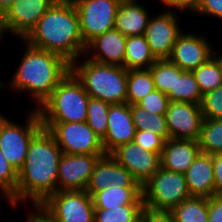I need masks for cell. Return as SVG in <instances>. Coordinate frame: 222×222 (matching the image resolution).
I'll return each instance as SVG.
<instances>
[{"mask_svg":"<svg viewBox=\"0 0 222 222\" xmlns=\"http://www.w3.org/2000/svg\"><path fill=\"white\" fill-rule=\"evenodd\" d=\"M158 2H161V7L165 6L166 9H173L177 11V0H160Z\"/></svg>","mask_w":222,"mask_h":222,"instance_id":"45","label":"cell"},{"mask_svg":"<svg viewBox=\"0 0 222 222\" xmlns=\"http://www.w3.org/2000/svg\"><path fill=\"white\" fill-rule=\"evenodd\" d=\"M23 40L61 56L70 64L86 50L78 13L71 0H57Z\"/></svg>","mask_w":222,"mask_h":222,"instance_id":"3","label":"cell"},{"mask_svg":"<svg viewBox=\"0 0 222 222\" xmlns=\"http://www.w3.org/2000/svg\"><path fill=\"white\" fill-rule=\"evenodd\" d=\"M163 8L165 11L161 10L160 14L151 15L144 32V37L156 60L169 59L176 39L183 31L178 22L179 11Z\"/></svg>","mask_w":222,"mask_h":222,"instance_id":"11","label":"cell"},{"mask_svg":"<svg viewBox=\"0 0 222 222\" xmlns=\"http://www.w3.org/2000/svg\"><path fill=\"white\" fill-rule=\"evenodd\" d=\"M55 139L62 154H106L102 140L87 122H41Z\"/></svg>","mask_w":222,"mask_h":222,"instance_id":"8","label":"cell"},{"mask_svg":"<svg viewBox=\"0 0 222 222\" xmlns=\"http://www.w3.org/2000/svg\"><path fill=\"white\" fill-rule=\"evenodd\" d=\"M131 115L136 130L150 131L161 136L165 141L170 139L165 115L148 112L137 104L131 105Z\"/></svg>","mask_w":222,"mask_h":222,"instance_id":"28","label":"cell"},{"mask_svg":"<svg viewBox=\"0 0 222 222\" xmlns=\"http://www.w3.org/2000/svg\"><path fill=\"white\" fill-rule=\"evenodd\" d=\"M57 0H17L4 13L7 33L24 39Z\"/></svg>","mask_w":222,"mask_h":222,"instance_id":"16","label":"cell"},{"mask_svg":"<svg viewBox=\"0 0 222 222\" xmlns=\"http://www.w3.org/2000/svg\"><path fill=\"white\" fill-rule=\"evenodd\" d=\"M170 212L175 222H208V198L191 196Z\"/></svg>","mask_w":222,"mask_h":222,"instance_id":"27","label":"cell"},{"mask_svg":"<svg viewBox=\"0 0 222 222\" xmlns=\"http://www.w3.org/2000/svg\"><path fill=\"white\" fill-rule=\"evenodd\" d=\"M133 222H145V218H144V208L142 211V214Z\"/></svg>","mask_w":222,"mask_h":222,"instance_id":"47","label":"cell"},{"mask_svg":"<svg viewBox=\"0 0 222 222\" xmlns=\"http://www.w3.org/2000/svg\"><path fill=\"white\" fill-rule=\"evenodd\" d=\"M126 39L113 28L91 40L86 45L84 55L99 63L123 67Z\"/></svg>","mask_w":222,"mask_h":222,"instance_id":"19","label":"cell"},{"mask_svg":"<svg viewBox=\"0 0 222 222\" xmlns=\"http://www.w3.org/2000/svg\"><path fill=\"white\" fill-rule=\"evenodd\" d=\"M4 34L8 35L5 24H4V13L0 10V41L1 42L3 40L2 38H5Z\"/></svg>","mask_w":222,"mask_h":222,"instance_id":"44","label":"cell"},{"mask_svg":"<svg viewBox=\"0 0 222 222\" xmlns=\"http://www.w3.org/2000/svg\"><path fill=\"white\" fill-rule=\"evenodd\" d=\"M15 1L17 0H0V10L5 13Z\"/></svg>","mask_w":222,"mask_h":222,"instance_id":"46","label":"cell"},{"mask_svg":"<svg viewBox=\"0 0 222 222\" xmlns=\"http://www.w3.org/2000/svg\"><path fill=\"white\" fill-rule=\"evenodd\" d=\"M90 96L70 71L37 110L41 122H85Z\"/></svg>","mask_w":222,"mask_h":222,"instance_id":"5","label":"cell"},{"mask_svg":"<svg viewBox=\"0 0 222 222\" xmlns=\"http://www.w3.org/2000/svg\"><path fill=\"white\" fill-rule=\"evenodd\" d=\"M139 0H122L116 12L114 28L124 36L144 35L151 18L148 7Z\"/></svg>","mask_w":222,"mask_h":222,"instance_id":"22","label":"cell"},{"mask_svg":"<svg viewBox=\"0 0 222 222\" xmlns=\"http://www.w3.org/2000/svg\"><path fill=\"white\" fill-rule=\"evenodd\" d=\"M184 176L191 196H215L212 155L200 152Z\"/></svg>","mask_w":222,"mask_h":222,"instance_id":"21","label":"cell"},{"mask_svg":"<svg viewBox=\"0 0 222 222\" xmlns=\"http://www.w3.org/2000/svg\"><path fill=\"white\" fill-rule=\"evenodd\" d=\"M62 151L54 137L42 128L30 141L23 167L18 172L16 192L10 197L12 209L42 204L57 192L58 167Z\"/></svg>","mask_w":222,"mask_h":222,"instance_id":"1","label":"cell"},{"mask_svg":"<svg viewBox=\"0 0 222 222\" xmlns=\"http://www.w3.org/2000/svg\"><path fill=\"white\" fill-rule=\"evenodd\" d=\"M200 107L204 119H222V85L203 94Z\"/></svg>","mask_w":222,"mask_h":222,"instance_id":"35","label":"cell"},{"mask_svg":"<svg viewBox=\"0 0 222 222\" xmlns=\"http://www.w3.org/2000/svg\"><path fill=\"white\" fill-rule=\"evenodd\" d=\"M31 207L26 222H56L41 204H32Z\"/></svg>","mask_w":222,"mask_h":222,"instance_id":"40","label":"cell"},{"mask_svg":"<svg viewBox=\"0 0 222 222\" xmlns=\"http://www.w3.org/2000/svg\"><path fill=\"white\" fill-rule=\"evenodd\" d=\"M169 102V98L166 94L155 89L141 99L137 105L148 112L165 115Z\"/></svg>","mask_w":222,"mask_h":222,"instance_id":"36","label":"cell"},{"mask_svg":"<svg viewBox=\"0 0 222 222\" xmlns=\"http://www.w3.org/2000/svg\"><path fill=\"white\" fill-rule=\"evenodd\" d=\"M135 125L131 115V105L112 104L108 110L107 133L102 139L104 152L110 154L118 146L134 140Z\"/></svg>","mask_w":222,"mask_h":222,"instance_id":"17","label":"cell"},{"mask_svg":"<svg viewBox=\"0 0 222 222\" xmlns=\"http://www.w3.org/2000/svg\"><path fill=\"white\" fill-rule=\"evenodd\" d=\"M106 154H62L59 160L57 191H81L89 185L93 168Z\"/></svg>","mask_w":222,"mask_h":222,"instance_id":"14","label":"cell"},{"mask_svg":"<svg viewBox=\"0 0 222 222\" xmlns=\"http://www.w3.org/2000/svg\"><path fill=\"white\" fill-rule=\"evenodd\" d=\"M144 205H125L117 208L95 209L94 222H133L143 211Z\"/></svg>","mask_w":222,"mask_h":222,"instance_id":"33","label":"cell"},{"mask_svg":"<svg viewBox=\"0 0 222 222\" xmlns=\"http://www.w3.org/2000/svg\"><path fill=\"white\" fill-rule=\"evenodd\" d=\"M95 209L117 208L125 205H144L142 187L110 186L92 196Z\"/></svg>","mask_w":222,"mask_h":222,"instance_id":"23","label":"cell"},{"mask_svg":"<svg viewBox=\"0 0 222 222\" xmlns=\"http://www.w3.org/2000/svg\"><path fill=\"white\" fill-rule=\"evenodd\" d=\"M155 88L163 94L175 93L176 65L169 59L156 60L149 68Z\"/></svg>","mask_w":222,"mask_h":222,"instance_id":"31","label":"cell"},{"mask_svg":"<svg viewBox=\"0 0 222 222\" xmlns=\"http://www.w3.org/2000/svg\"><path fill=\"white\" fill-rule=\"evenodd\" d=\"M155 62L144 35L127 37L123 64L126 70L149 69Z\"/></svg>","mask_w":222,"mask_h":222,"instance_id":"24","label":"cell"},{"mask_svg":"<svg viewBox=\"0 0 222 222\" xmlns=\"http://www.w3.org/2000/svg\"><path fill=\"white\" fill-rule=\"evenodd\" d=\"M200 152L198 141L170 138L160 156L161 167L184 174Z\"/></svg>","mask_w":222,"mask_h":222,"instance_id":"20","label":"cell"},{"mask_svg":"<svg viewBox=\"0 0 222 222\" xmlns=\"http://www.w3.org/2000/svg\"><path fill=\"white\" fill-rule=\"evenodd\" d=\"M110 155L142 187L161 167L160 155L144 149L134 141L118 146Z\"/></svg>","mask_w":222,"mask_h":222,"instance_id":"13","label":"cell"},{"mask_svg":"<svg viewBox=\"0 0 222 222\" xmlns=\"http://www.w3.org/2000/svg\"><path fill=\"white\" fill-rule=\"evenodd\" d=\"M110 104L90 98L87 104V124L102 140L107 133L108 110Z\"/></svg>","mask_w":222,"mask_h":222,"instance_id":"32","label":"cell"},{"mask_svg":"<svg viewBox=\"0 0 222 222\" xmlns=\"http://www.w3.org/2000/svg\"><path fill=\"white\" fill-rule=\"evenodd\" d=\"M202 0H177V11L190 12L191 14L199 7Z\"/></svg>","mask_w":222,"mask_h":222,"instance_id":"43","label":"cell"},{"mask_svg":"<svg viewBox=\"0 0 222 222\" xmlns=\"http://www.w3.org/2000/svg\"><path fill=\"white\" fill-rule=\"evenodd\" d=\"M145 222H175L170 211H157L144 208Z\"/></svg>","mask_w":222,"mask_h":222,"instance_id":"42","label":"cell"},{"mask_svg":"<svg viewBox=\"0 0 222 222\" xmlns=\"http://www.w3.org/2000/svg\"><path fill=\"white\" fill-rule=\"evenodd\" d=\"M17 184L18 172L5 159L0 150V200H6L11 205L10 197L16 192Z\"/></svg>","mask_w":222,"mask_h":222,"instance_id":"34","label":"cell"},{"mask_svg":"<svg viewBox=\"0 0 222 222\" xmlns=\"http://www.w3.org/2000/svg\"><path fill=\"white\" fill-rule=\"evenodd\" d=\"M192 73L202 95L222 85V62L216 54Z\"/></svg>","mask_w":222,"mask_h":222,"instance_id":"29","label":"cell"},{"mask_svg":"<svg viewBox=\"0 0 222 222\" xmlns=\"http://www.w3.org/2000/svg\"><path fill=\"white\" fill-rule=\"evenodd\" d=\"M133 141L144 149L156 152L160 156L165 144V140L161 136L145 130H136Z\"/></svg>","mask_w":222,"mask_h":222,"instance_id":"37","label":"cell"},{"mask_svg":"<svg viewBox=\"0 0 222 222\" xmlns=\"http://www.w3.org/2000/svg\"><path fill=\"white\" fill-rule=\"evenodd\" d=\"M26 112L25 124L11 121L0 112V150L17 172L24 165L30 141L43 128L37 110L28 109Z\"/></svg>","mask_w":222,"mask_h":222,"instance_id":"6","label":"cell"},{"mask_svg":"<svg viewBox=\"0 0 222 222\" xmlns=\"http://www.w3.org/2000/svg\"><path fill=\"white\" fill-rule=\"evenodd\" d=\"M215 196L222 195V153L212 155Z\"/></svg>","mask_w":222,"mask_h":222,"instance_id":"41","label":"cell"},{"mask_svg":"<svg viewBox=\"0 0 222 222\" xmlns=\"http://www.w3.org/2000/svg\"><path fill=\"white\" fill-rule=\"evenodd\" d=\"M208 222H222V195L208 198Z\"/></svg>","mask_w":222,"mask_h":222,"instance_id":"39","label":"cell"},{"mask_svg":"<svg viewBox=\"0 0 222 222\" xmlns=\"http://www.w3.org/2000/svg\"><path fill=\"white\" fill-rule=\"evenodd\" d=\"M165 118L170 138L198 141L204 120L199 104L169 102Z\"/></svg>","mask_w":222,"mask_h":222,"instance_id":"15","label":"cell"},{"mask_svg":"<svg viewBox=\"0 0 222 222\" xmlns=\"http://www.w3.org/2000/svg\"><path fill=\"white\" fill-rule=\"evenodd\" d=\"M190 197L184 174L162 167L142 186L144 208L151 210L171 211Z\"/></svg>","mask_w":222,"mask_h":222,"instance_id":"7","label":"cell"},{"mask_svg":"<svg viewBox=\"0 0 222 222\" xmlns=\"http://www.w3.org/2000/svg\"><path fill=\"white\" fill-rule=\"evenodd\" d=\"M71 72L90 98L110 105L126 103L128 70L124 67L99 63L82 55L71 64Z\"/></svg>","mask_w":222,"mask_h":222,"instance_id":"4","label":"cell"},{"mask_svg":"<svg viewBox=\"0 0 222 222\" xmlns=\"http://www.w3.org/2000/svg\"><path fill=\"white\" fill-rule=\"evenodd\" d=\"M20 41L25 46L20 63L9 84L0 81V90L7 87L12 93H29L35 102L31 109L38 110L71 71V64L55 53L33 47L23 39Z\"/></svg>","mask_w":222,"mask_h":222,"instance_id":"2","label":"cell"},{"mask_svg":"<svg viewBox=\"0 0 222 222\" xmlns=\"http://www.w3.org/2000/svg\"><path fill=\"white\" fill-rule=\"evenodd\" d=\"M201 16H212L222 20V0H202L199 7L193 12Z\"/></svg>","mask_w":222,"mask_h":222,"instance_id":"38","label":"cell"},{"mask_svg":"<svg viewBox=\"0 0 222 222\" xmlns=\"http://www.w3.org/2000/svg\"><path fill=\"white\" fill-rule=\"evenodd\" d=\"M197 33L183 30L173 46L169 60L183 71L192 72L215 55L207 36Z\"/></svg>","mask_w":222,"mask_h":222,"instance_id":"12","label":"cell"},{"mask_svg":"<svg viewBox=\"0 0 222 222\" xmlns=\"http://www.w3.org/2000/svg\"><path fill=\"white\" fill-rule=\"evenodd\" d=\"M141 187L131 173L120 165L110 154L100 157L93 168L86 192L92 196L110 186Z\"/></svg>","mask_w":222,"mask_h":222,"instance_id":"18","label":"cell"},{"mask_svg":"<svg viewBox=\"0 0 222 222\" xmlns=\"http://www.w3.org/2000/svg\"><path fill=\"white\" fill-rule=\"evenodd\" d=\"M150 69L128 70L126 103L137 104L147 94L155 90Z\"/></svg>","mask_w":222,"mask_h":222,"instance_id":"26","label":"cell"},{"mask_svg":"<svg viewBox=\"0 0 222 222\" xmlns=\"http://www.w3.org/2000/svg\"><path fill=\"white\" fill-rule=\"evenodd\" d=\"M170 102L201 104L202 93L192 72L183 71L176 65L175 93L167 94Z\"/></svg>","mask_w":222,"mask_h":222,"instance_id":"25","label":"cell"},{"mask_svg":"<svg viewBox=\"0 0 222 222\" xmlns=\"http://www.w3.org/2000/svg\"><path fill=\"white\" fill-rule=\"evenodd\" d=\"M41 205L56 222H94L95 208L86 190L57 191Z\"/></svg>","mask_w":222,"mask_h":222,"instance_id":"10","label":"cell"},{"mask_svg":"<svg viewBox=\"0 0 222 222\" xmlns=\"http://www.w3.org/2000/svg\"><path fill=\"white\" fill-rule=\"evenodd\" d=\"M219 50V51H218ZM221 49H215V54L218 56V58L221 60V62H222V53H220V52H222V51H220Z\"/></svg>","mask_w":222,"mask_h":222,"instance_id":"48","label":"cell"},{"mask_svg":"<svg viewBox=\"0 0 222 222\" xmlns=\"http://www.w3.org/2000/svg\"><path fill=\"white\" fill-rule=\"evenodd\" d=\"M198 144L203 153H222V119L203 120Z\"/></svg>","mask_w":222,"mask_h":222,"instance_id":"30","label":"cell"},{"mask_svg":"<svg viewBox=\"0 0 222 222\" xmlns=\"http://www.w3.org/2000/svg\"><path fill=\"white\" fill-rule=\"evenodd\" d=\"M79 17L85 45L115 26L116 12L122 0H71Z\"/></svg>","mask_w":222,"mask_h":222,"instance_id":"9","label":"cell"}]
</instances>
